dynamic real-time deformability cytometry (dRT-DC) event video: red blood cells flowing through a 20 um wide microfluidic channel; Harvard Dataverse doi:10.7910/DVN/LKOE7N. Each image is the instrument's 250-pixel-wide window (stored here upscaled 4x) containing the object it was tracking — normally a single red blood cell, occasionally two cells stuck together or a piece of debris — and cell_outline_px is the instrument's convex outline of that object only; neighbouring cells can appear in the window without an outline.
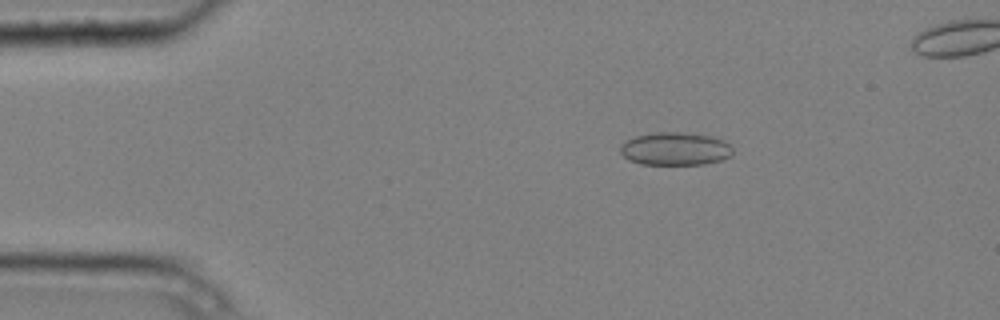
{"species": "common noctule bat (a hibernating species)", "species_latin": "Nyctalus noctula", "temperature_condition": "cold", "stored_images_in_passage": 6, "camera_frame_rate_fps": 3000, "um_per_image_px": 0.085, "animal": {"sex": "male", "body_mass_g": 20.4}, "frame": {"image": 1, "passage_image": 3, "time_ms": 0.667, "image_size_px": [1000, 320], "cell_outline_px": [[732, 156], [720, 160], [704, 164], [640, 164], [628, 160], [620, 152], [620, 148], [628, 140], [636, 136], [656, 132], [680, 132], [712, 136], [724, 140], [732, 148]], "centroid_in_image_um": [57.41, 12.65], "position_along_channel_um": 27.6, "area_um2": 21.5}}
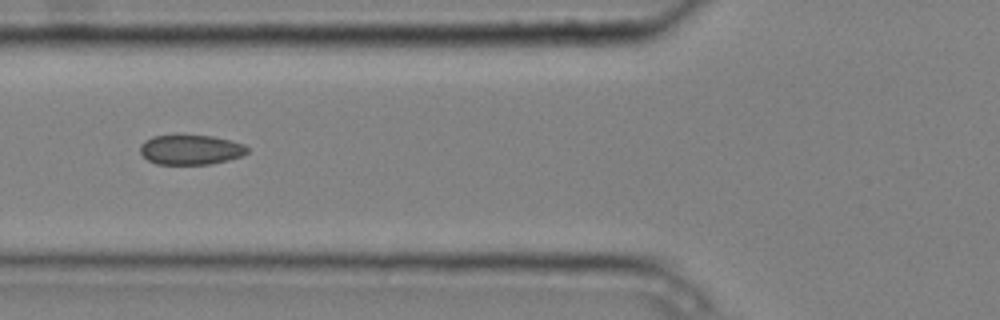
{"frame": {"image": 2, "passage_image": 6, "time_ms": 1.667, "image_size_px": [1000, 320], "cell_outline_px": [[248, 152], [240, 156], [228, 160], [208, 164], [156, 164], [148, 160], [140, 152], [140, 144], [144, 140], [152, 136], [176, 132], [212, 136], [232, 140], [244, 144], [248, 148]], "centroid_in_image_um": [16.16, 12.67], "position_along_channel_um": 109.6, "area_um2": 19.36}}